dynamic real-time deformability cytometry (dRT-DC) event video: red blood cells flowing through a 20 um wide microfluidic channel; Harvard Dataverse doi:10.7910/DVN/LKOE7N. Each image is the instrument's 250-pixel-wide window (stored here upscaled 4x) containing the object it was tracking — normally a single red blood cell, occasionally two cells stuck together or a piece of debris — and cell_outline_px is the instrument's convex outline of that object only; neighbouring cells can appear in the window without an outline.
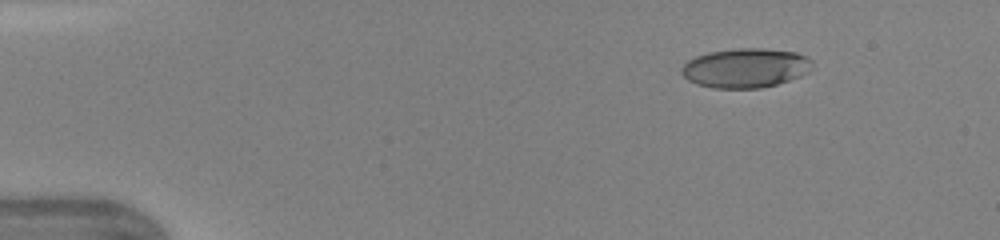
{"species": "human", "species_latin": "Homo sapiens", "temperature_condition": "warm", "stored_images_in_passage": 41, "camera_frame_rate_fps": 3000, "um_per_image_px": 0.085, "donor": {"sex": "female"}, "frame": {"image": 1, "passage_image": 1, "time_ms": 0.0, "image_size_px": [1000, 240], "cell_outline_px": [[812, 60], [808, 72], [800, 76], [776, 84], [760, 88], [712, 88], [696, 84], [688, 80], [680, 72], [680, 68], [688, 60], [696, 56], [708, 52], [740, 48], [764, 48], [796, 52]], "centroid_in_image_um": [63.32, 5.78], "position_along_channel_um": 21.7, "area_um2": 29.94}}
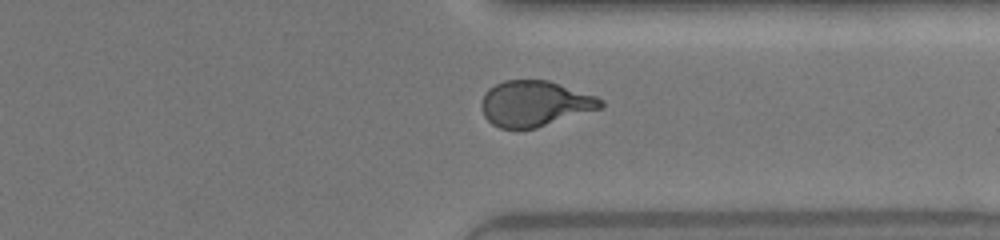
{"frame": {"image": 2, "passage_image": 31, "time_ms": 10.0, "image_size_px": [1000, 240], "cell_outline_px": [[604, 108], [536, 128], [500, 128], [492, 124], [484, 116], [480, 104], [484, 92], [488, 88], [504, 80], [548, 80], [596, 96], [604, 100]], "centroid_in_image_um": [45.47, 8.8], "position_along_channel_um": 365.9, "area_um2": 31.91}}
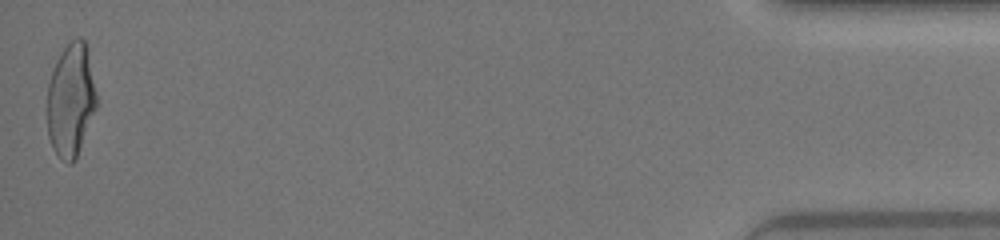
{"frame": {"image": 3, "passage_image": 41, "time_ms": 13.333, "image_size_px": [1000, 240], "cell_outline_px": [[96, 108], [76, 156], [72, 164], [68, 164], [52, 148], [48, 136], [48, 84], [56, 60], [60, 52], [76, 36], [80, 36], [84, 40], [96, 92]], "centroid_in_image_um": [6.0, 8.49], "position_along_channel_um": 429.2, "area_um2": 31.85}, "authors_computed_cell_mechanics": {"area_um2": 31.8478, "velocity_mm_per_s": 4.391, "shape_relaxation_time_tau1_ms": 5.0947, "shape_relaxation_time_tau2_ms": 0.8116, "deformation_change_tau1": 0.2075, "deformation_change_tau2": 0.0772}}